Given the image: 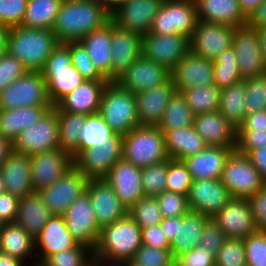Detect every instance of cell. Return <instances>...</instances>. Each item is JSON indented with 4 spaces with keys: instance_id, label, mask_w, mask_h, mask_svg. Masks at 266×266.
Returning a JSON list of instances; mask_svg holds the SVG:
<instances>
[{
    "instance_id": "cell-1",
    "label": "cell",
    "mask_w": 266,
    "mask_h": 266,
    "mask_svg": "<svg viewBox=\"0 0 266 266\" xmlns=\"http://www.w3.org/2000/svg\"><path fill=\"white\" fill-rule=\"evenodd\" d=\"M110 20L111 13L98 0H64L52 31L59 42L80 41Z\"/></svg>"
},
{
    "instance_id": "cell-2",
    "label": "cell",
    "mask_w": 266,
    "mask_h": 266,
    "mask_svg": "<svg viewBox=\"0 0 266 266\" xmlns=\"http://www.w3.org/2000/svg\"><path fill=\"white\" fill-rule=\"evenodd\" d=\"M59 44L52 29L10 27L7 52L17 58L28 70L41 71L54 48Z\"/></svg>"
},
{
    "instance_id": "cell-3",
    "label": "cell",
    "mask_w": 266,
    "mask_h": 266,
    "mask_svg": "<svg viewBox=\"0 0 266 266\" xmlns=\"http://www.w3.org/2000/svg\"><path fill=\"white\" fill-rule=\"evenodd\" d=\"M141 245V228L127 214L101 229L93 254L108 260L130 261Z\"/></svg>"
},
{
    "instance_id": "cell-4",
    "label": "cell",
    "mask_w": 266,
    "mask_h": 266,
    "mask_svg": "<svg viewBox=\"0 0 266 266\" xmlns=\"http://www.w3.org/2000/svg\"><path fill=\"white\" fill-rule=\"evenodd\" d=\"M98 114L115 135L124 136L139 126L135 93L108 81L100 101Z\"/></svg>"
},
{
    "instance_id": "cell-5",
    "label": "cell",
    "mask_w": 266,
    "mask_h": 266,
    "mask_svg": "<svg viewBox=\"0 0 266 266\" xmlns=\"http://www.w3.org/2000/svg\"><path fill=\"white\" fill-rule=\"evenodd\" d=\"M123 137L122 158L144 168L169 159L163 132L158 126H137Z\"/></svg>"
},
{
    "instance_id": "cell-6",
    "label": "cell",
    "mask_w": 266,
    "mask_h": 266,
    "mask_svg": "<svg viewBox=\"0 0 266 266\" xmlns=\"http://www.w3.org/2000/svg\"><path fill=\"white\" fill-rule=\"evenodd\" d=\"M47 84V94L53 106L77 88L84 79L71 64L68 42H59L41 70Z\"/></svg>"
},
{
    "instance_id": "cell-7",
    "label": "cell",
    "mask_w": 266,
    "mask_h": 266,
    "mask_svg": "<svg viewBox=\"0 0 266 266\" xmlns=\"http://www.w3.org/2000/svg\"><path fill=\"white\" fill-rule=\"evenodd\" d=\"M198 22L195 0H164L149 33L182 34L189 40Z\"/></svg>"
},
{
    "instance_id": "cell-8",
    "label": "cell",
    "mask_w": 266,
    "mask_h": 266,
    "mask_svg": "<svg viewBox=\"0 0 266 266\" xmlns=\"http://www.w3.org/2000/svg\"><path fill=\"white\" fill-rule=\"evenodd\" d=\"M52 105L41 71L28 70L0 93V109Z\"/></svg>"
},
{
    "instance_id": "cell-9",
    "label": "cell",
    "mask_w": 266,
    "mask_h": 266,
    "mask_svg": "<svg viewBox=\"0 0 266 266\" xmlns=\"http://www.w3.org/2000/svg\"><path fill=\"white\" fill-rule=\"evenodd\" d=\"M220 180L232 198L240 199H248L265 184L250 159L236 150L227 158Z\"/></svg>"
},
{
    "instance_id": "cell-10",
    "label": "cell",
    "mask_w": 266,
    "mask_h": 266,
    "mask_svg": "<svg viewBox=\"0 0 266 266\" xmlns=\"http://www.w3.org/2000/svg\"><path fill=\"white\" fill-rule=\"evenodd\" d=\"M60 148L57 108L53 106L38 122L25 128L13 142V150L34 155Z\"/></svg>"
},
{
    "instance_id": "cell-11",
    "label": "cell",
    "mask_w": 266,
    "mask_h": 266,
    "mask_svg": "<svg viewBox=\"0 0 266 266\" xmlns=\"http://www.w3.org/2000/svg\"><path fill=\"white\" fill-rule=\"evenodd\" d=\"M123 137L115 135L102 147L79 150L73 156V166L88 180L105 179L112 166L122 159Z\"/></svg>"
},
{
    "instance_id": "cell-12",
    "label": "cell",
    "mask_w": 266,
    "mask_h": 266,
    "mask_svg": "<svg viewBox=\"0 0 266 266\" xmlns=\"http://www.w3.org/2000/svg\"><path fill=\"white\" fill-rule=\"evenodd\" d=\"M62 216L77 243L94 251L101 229L98 227L89 194L85 191L70 204Z\"/></svg>"
},
{
    "instance_id": "cell-13",
    "label": "cell",
    "mask_w": 266,
    "mask_h": 266,
    "mask_svg": "<svg viewBox=\"0 0 266 266\" xmlns=\"http://www.w3.org/2000/svg\"><path fill=\"white\" fill-rule=\"evenodd\" d=\"M88 181L73 166L57 182L38 192L48 209L54 215L62 216L70 204L86 191Z\"/></svg>"
},
{
    "instance_id": "cell-14",
    "label": "cell",
    "mask_w": 266,
    "mask_h": 266,
    "mask_svg": "<svg viewBox=\"0 0 266 266\" xmlns=\"http://www.w3.org/2000/svg\"><path fill=\"white\" fill-rule=\"evenodd\" d=\"M190 51V40L182 34L142 36V54L171 71Z\"/></svg>"
},
{
    "instance_id": "cell-15",
    "label": "cell",
    "mask_w": 266,
    "mask_h": 266,
    "mask_svg": "<svg viewBox=\"0 0 266 266\" xmlns=\"http://www.w3.org/2000/svg\"><path fill=\"white\" fill-rule=\"evenodd\" d=\"M232 48L237 56L238 69L242 80L266 73L260 52L257 29L248 25L236 27L232 37Z\"/></svg>"
},
{
    "instance_id": "cell-16",
    "label": "cell",
    "mask_w": 266,
    "mask_h": 266,
    "mask_svg": "<svg viewBox=\"0 0 266 266\" xmlns=\"http://www.w3.org/2000/svg\"><path fill=\"white\" fill-rule=\"evenodd\" d=\"M234 30V27L228 25L198 20L190 39V50L204 59L214 61L232 46Z\"/></svg>"
},
{
    "instance_id": "cell-17",
    "label": "cell",
    "mask_w": 266,
    "mask_h": 266,
    "mask_svg": "<svg viewBox=\"0 0 266 266\" xmlns=\"http://www.w3.org/2000/svg\"><path fill=\"white\" fill-rule=\"evenodd\" d=\"M164 0H127L111 13L119 28L145 35L152 28L155 15Z\"/></svg>"
},
{
    "instance_id": "cell-18",
    "label": "cell",
    "mask_w": 266,
    "mask_h": 266,
    "mask_svg": "<svg viewBox=\"0 0 266 266\" xmlns=\"http://www.w3.org/2000/svg\"><path fill=\"white\" fill-rule=\"evenodd\" d=\"M31 182L34 191L57 182L73 167V157L61 148L31 155Z\"/></svg>"
},
{
    "instance_id": "cell-19",
    "label": "cell",
    "mask_w": 266,
    "mask_h": 266,
    "mask_svg": "<svg viewBox=\"0 0 266 266\" xmlns=\"http://www.w3.org/2000/svg\"><path fill=\"white\" fill-rule=\"evenodd\" d=\"M211 219L228 239H245L257 231L247 199L231 198Z\"/></svg>"
},
{
    "instance_id": "cell-20",
    "label": "cell",
    "mask_w": 266,
    "mask_h": 266,
    "mask_svg": "<svg viewBox=\"0 0 266 266\" xmlns=\"http://www.w3.org/2000/svg\"><path fill=\"white\" fill-rule=\"evenodd\" d=\"M86 192L90 196V202L100 229L128 214L127 207L120 201L106 179L89 180Z\"/></svg>"
},
{
    "instance_id": "cell-21",
    "label": "cell",
    "mask_w": 266,
    "mask_h": 266,
    "mask_svg": "<svg viewBox=\"0 0 266 266\" xmlns=\"http://www.w3.org/2000/svg\"><path fill=\"white\" fill-rule=\"evenodd\" d=\"M231 198L220 179L193 180L187 194L189 209L209 218L215 216Z\"/></svg>"
},
{
    "instance_id": "cell-22",
    "label": "cell",
    "mask_w": 266,
    "mask_h": 266,
    "mask_svg": "<svg viewBox=\"0 0 266 266\" xmlns=\"http://www.w3.org/2000/svg\"><path fill=\"white\" fill-rule=\"evenodd\" d=\"M170 77V71L166 67L142 54L115 82L136 94L159 86Z\"/></svg>"
},
{
    "instance_id": "cell-23",
    "label": "cell",
    "mask_w": 266,
    "mask_h": 266,
    "mask_svg": "<svg viewBox=\"0 0 266 266\" xmlns=\"http://www.w3.org/2000/svg\"><path fill=\"white\" fill-rule=\"evenodd\" d=\"M111 49V81H115L142 55V35L119 28L111 20Z\"/></svg>"
},
{
    "instance_id": "cell-24",
    "label": "cell",
    "mask_w": 266,
    "mask_h": 266,
    "mask_svg": "<svg viewBox=\"0 0 266 266\" xmlns=\"http://www.w3.org/2000/svg\"><path fill=\"white\" fill-rule=\"evenodd\" d=\"M213 60L204 59L191 50L170 71L177 92L213 84Z\"/></svg>"
},
{
    "instance_id": "cell-25",
    "label": "cell",
    "mask_w": 266,
    "mask_h": 266,
    "mask_svg": "<svg viewBox=\"0 0 266 266\" xmlns=\"http://www.w3.org/2000/svg\"><path fill=\"white\" fill-rule=\"evenodd\" d=\"M78 245L68 231L64 217L54 215L34 239L35 258L39 259L36 263H44L51 255Z\"/></svg>"
},
{
    "instance_id": "cell-26",
    "label": "cell",
    "mask_w": 266,
    "mask_h": 266,
    "mask_svg": "<svg viewBox=\"0 0 266 266\" xmlns=\"http://www.w3.org/2000/svg\"><path fill=\"white\" fill-rule=\"evenodd\" d=\"M105 179L128 210L145 196L141 181V168L123 158L112 166Z\"/></svg>"
},
{
    "instance_id": "cell-27",
    "label": "cell",
    "mask_w": 266,
    "mask_h": 266,
    "mask_svg": "<svg viewBox=\"0 0 266 266\" xmlns=\"http://www.w3.org/2000/svg\"><path fill=\"white\" fill-rule=\"evenodd\" d=\"M175 92L176 88L170 77L159 86L136 93L139 126H158Z\"/></svg>"
},
{
    "instance_id": "cell-28",
    "label": "cell",
    "mask_w": 266,
    "mask_h": 266,
    "mask_svg": "<svg viewBox=\"0 0 266 266\" xmlns=\"http://www.w3.org/2000/svg\"><path fill=\"white\" fill-rule=\"evenodd\" d=\"M193 126L207 146L236 148L237 129L219 111L196 115Z\"/></svg>"
},
{
    "instance_id": "cell-29",
    "label": "cell",
    "mask_w": 266,
    "mask_h": 266,
    "mask_svg": "<svg viewBox=\"0 0 266 266\" xmlns=\"http://www.w3.org/2000/svg\"><path fill=\"white\" fill-rule=\"evenodd\" d=\"M108 81L84 80L77 88L64 96L55 107L62 112L84 115L99 111L101 96Z\"/></svg>"
},
{
    "instance_id": "cell-30",
    "label": "cell",
    "mask_w": 266,
    "mask_h": 266,
    "mask_svg": "<svg viewBox=\"0 0 266 266\" xmlns=\"http://www.w3.org/2000/svg\"><path fill=\"white\" fill-rule=\"evenodd\" d=\"M4 177L6 192L22 198L32 193L31 157L14 150L6 157L0 166Z\"/></svg>"
},
{
    "instance_id": "cell-31",
    "label": "cell",
    "mask_w": 266,
    "mask_h": 266,
    "mask_svg": "<svg viewBox=\"0 0 266 266\" xmlns=\"http://www.w3.org/2000/svg\"><path fill=\"white\" fill-rule=\"evenodd\" d=\"M235 149L207 146L198 154L186 157L183 162L193 180L220 179L224 164Z\"/></svg>"
},
{
    "instance_id": "cell-32",
    "label": "cell",
    "mask_w": 266,
    "mask_h": 266,
    "mask_svg": "<svg viewBox=\"0 0 266 266\" xmlns=\"http://www.w3.org/2000/svg\"><path fill=\"white\" fill-rule=\"evenodd\" d=\"M54 214L45 205L38 191L19 198L15 223L23 227L34 239Z\"/></svg>"
},
{
    "instance_id": "cell-33",
    "label": "cell",
    "mask_w": 266,
    "mask_h": 266,
    "mask_svg": "<svg viewBox=\"0 0 266 266\" xmlns=\"http://www.w3.org/2000/svg\"><path fill=\"white\" fill-rule=\"evenodd\" d=\"M198 20L231 27L247 25L238 0H195Z\"/></svg>"
},
{
    "instance_id": "cell-34",
    "label": "cell",
    "mask_w": 266,
    "mask_h": 266,
    "mask_svg": "<svg viewBox=\"0 0 266 266\" xmlns=\"http://www.w3.org/2000/svg\"><path fill=\"white\" fill-rule=\"evenodd\" d=\"M53 105L0 109V134L12 144L27 127L38 122Z\"/></svg>"
},
{
    "instance_id": "cell-35",
    "label": "cell",
    "mask_w": 266,
    "mask_h": 266,
    "mask_svg": "<svg viewBox=\"0 0 266 266\" xmlns=\"http://www.w3.org/2000/svg\"><path fill=\"white\" fill-rule=\"evenodd\" d=\"M80 42L86 48L98 71L111 81V20L104 26L85 35Z\"/></svg>"
},
{
    "instance_id": "cell-36",
    "label": "cell",
    "mask_w": 266,
    "mask_h": 266,
    "mask_svg": "<svg viewBox=\"0 0 266 266\" xmlns=\"http://www.w3.org/2000/svg\"><path fill=\"white\" fill-rule=\"evenodd\" d=\"M209 219V217L191 210L178 217L177 237L171 243L170 248L174 259L198 246L204 225Z\"/></svg>"
},
{
    "instance_id": "cell-37",
    "label": "cell",
    "mask_w": 266,
    "mask_h": 266,
    "mask_svg": "<svg viewBox=\"0 0 266 266\" xmlns=\"http://www.w3.org/2000/svg\"><path fill=\"white\" fill-rule=\"evenodd\" d=\"M0 250L3 254L23 261L35 257L34 238L16 223L2 224L0 230ZM34 253V254H33ZM29 257V258H28Z\"/></svg>"
},
{
    "instance_id": "cell-38",
    "label": "cell",
    "mask_w": 266,
    "mask_h": 266,
    "mask_svg": "<svg viewBox=\"0 0 266 266\" xmlns=\"http://www.w3.org/2000/svg\"><path fill=\"white\" fill-rule=\"evenodd\" d=\"M166 152L170 159L184 160L198 154L207 145L194 126L177 128L164 134Z\"/></svg>"
},
{
    "instance_id": "cell-39",
    "label": "cell",
    "mask_w": 266,
    "mask_h": 266,
    "mask_svg": "<svg viewBox=\"0 0 266 266\" xmlns=\"http://www.w3.org/2000/svg\"><path fill=\"white\" fill-rule=\"evenodd\" d=\"M245 81L242 80L220 91L218 111L237 130L247 115Z\"/></svg>"
},
{
    "instance_id": "cell-40",
    "label": "cell",
    "mask_w": 266,
    "mask_h": 266,
    "mask_svg": "<svg viewBox=\"0 0 266 266\" xmlns=\"http://www.w3.org/2000/svg\"><path fill=\"white\" fill-rule=\"evenodd\" d=\"M64 0H28L21 25L27 28L52 29Z\"/></svg>"
},
{
    "instance_id": "cell-41",
    "label": "cell",
    "mask_w": 266,
    "mask_h": 266,
    "mask_svg": "<svg viewBox=\"0 0 266 266\" xmlns=\"http://www.w3.org/2000/svg\"><path fill=\"white\" fill-rule=\"evenodd\" d=\"M60 148L72 157L79 151V132L86 115L62 112L57 109Z\"/></svg>"
},
{
    "instance_id": "cell-42",
    "label": "cell",
    "mask_w": 266,
    "mask_h": 266,
    "mask_svg": "<svg viewBox=\"0 0 266 266\" xmlns=\"http://www.w3.org/2000/svg\"><path fill=\"white\" fill-rule=\"evenodd\" d=\"M194 118L195 114L188 106L185 96L176 91L164 112L158 128L165 134L177 128L191 127L194 125Z\"/></svg>"
},
{
    "instance_id": "cell-43",
    "label": "cell",
    "mask_w": 266,
    "mask_h": 266,
    "mask_svg": "<svg viewBox=\"0 0 266 266\" xmlns=\"http://www.w3.org/2000/svg\"><path fill=\"white\" fill-rule=\"evenodd\" d=\"M114 136L115 133L98 113L86 115L85 124L79 132V150L102 147Z\"/></svg>"
},
{
    "instance_id": "cell-44",
    "label": "cell",
    "mask_w": 266,
    "mask_h": 266,
    "mask_svg": "<svg viewBox=\"0 0 266 266\" xmlns=\"http://www.w3.org/2000/svg\"><path fill=\"white\" fill-rule=\"evenodd\" d=\"M220 89L213 83L193 87L182 92L188 106L196 115L206 112L218 111L220 101Z\"/></svg>"
},
{
    "instance_id": "cell-45",
    "label": "cell",
    "mask_w": 266,
    "mask_h": 266,
    "mask_svg": "<svg viewBox=\"0 0 266 266\" xmlns=\"http://www.w3.org/2000/svg\"><path fill=\"white\" fill-rule=\"evenodd\" d=\"M213 62V83L220 90L242 81L237 56L232 46L218 55Z\"/></svg>"
},
{
    "instance_id": "cell-46",
    "label": "cell",
    "mask_w": 266,
    "mask_h": 266,
    "mask_svg": "<svg viewBox=\"0 0 266 266\" xmlns=\"http://www.w3.org/2000/svg\"><path fill=\"white\" fill-rule=\"evenodd\" d=\"M128 214L141 229L159 225L163 220L156 196H143L128 210Z\"/></svg>"
},
{
    "instance_id": "cell-47",
    "label": "cell",
    "mask_w": 266,
    "mask_h": 266,
    "mask_svg": "<svg viewBox=\"0 0 266 266\" xmlns=\"http://www.w3.org/2000/svg\"><path fill=\"white\" fill-rule=\"evenodd\" d=\"M168 159L141 168V181L145 196H157L166 190Z\"/></svg>"
},
{
    "instance_id": "cell-48",
    "label": "cell",
    "mask_w": 266,
    "mask_h": 266,
    "mask_svg": "<svg viewBox=\"0 0 266 266\" xmlns=\"http://www.w3.org/2000/svg\"><path fill=\"white\" fill-rule=\"evenodd\" d=\"M71 64L81 74L84 80L108 81L95 67L86 48L80 41H69Z\"/></svg>"
},
{
    "instance_id": "cell-49",
    "label": "cell",
    "mask_w": 266,
    "mask_h": 266,
    "mask_svg": "<svg viewBox=\"0 0 266 266\" xmlns=\"http://www.w3.org/2000/svg\"><path fill=\"white\" fill-rule=\"evenodd\" d=\"M166 178L167 191L187 196L193 183V178L183 160L168 159V174Z\"/></svg>"
},
{
    "instance_id": "cell-50",
    "label": "cell",
    "mask_w": 266,
    "mask_h": 266,
    "mask_svg": "<svg viewBox=\"0 0 266 266\" xmlns=\"http://www.w3.org/2000/svg\"><path fill=\"white\" fill-rule=\"evenodd\" d=\"M93 251L87 246L79 244L51 255L43 264L45 266H90Z\"/></svg>"
},
{
    "instance_id": "cell-51",
    "label": "cell",
    "mask_w": 266,
    "mask_h": 266,
    "mask_svg": "<svg viewBox=\"0 0 266 266\" xmlns=\"http://www.w3.org/2000/svg\"><path fill=\"white\" fill-rule=\"evenodd\" d=\"M174 261L170 249L152 248L142 244L129 262L130 266H174Z\"/></svg>"
},
{
    "instance_id": "cell-52",
    "label": "cell",
    "mask_w": 266,
    "mask_h": 266,
    "mask_svg": "<svg viewBox=\"0 0 266 266\" xmlns=\"http://www.w3.org/2000/svg\"><path fill=\"white\" fill-rule=\"evenodd\" d=\"M247 114L266 110V73L245 79Z\"/></svg>"
},
{
    "instance_id": "cell-53",
    "label": "cell",
    "mask_w": 266,
    "mask_h": 266,
    "mask_svg": "<svg viewBox=\"0 0 266 266\" xmlns=\"http://www.w3.org/2000/svg\"><path fill=\"white\" fill-rule=\"evenodd\" d=\"M215 266H247L243 239H227L215 256Z\"/></svg>"
},
{
    "instance_id": "cell-54",
    "label": "cell",
    "mask_w": 266,
    "mask_h": 266,
    "mask_svg": "<svg viewBox=\"0 0 266 266\" xmlns=\"http://www.w3.org/2000/svg\"><path fill=\"white\" fill-rule=\"evenodd\" d=\"M163 218L180 217L190 209L186 195L165 190L156 196Z\"/></svg>"
},
{
    "instance_id": "cell-55",
    "label": "cell",
    "mask_w": 266,
    "mask_h": 266,
    "mask_svg": "<svg viewBox=\"0 0 266 266\" xmlns=\"http://www.w3.org/2000/svg\"><path fill=\"white\" fill-rule=\"evenodd\" d=\"M243 242L247 266H266V232L256 231Z\"/></svg>"
},
{
    "instance_id": "cell-56",
    "label": "cell",
    "mask_w": 266,
    "mask_h": 266,
    "mask_svg": "<svg viewBox=\"0 0 266 266\" xmlns=\"http://www.w3.org/2000/svg\"><path fill=\"white\" fill-rule=\"evenodd\" d=\"M28 0H0V25L19 26L26 13Z\"/></svg>"
},
{
    "instance_id": "cell-57",
    "label": "cell",
    "mask_w": 266,
    "mask_h": 266,
    "mask_svg": "<svg viewBox=\"0 0 266 266\" xmlns=\"http://www.w3.org/2000/svg\"><path fill=\"white\" fill-rule=\"evenodd\" d=\"M27 71L28 69L17 58L6 52L0 58V93Z\"/></svg>"
},
{
    "instance_id": "cell-58",
    "label": "cell",
    "mask_w": 266,
    "mask_h": 266,
    "mask_svg": "<svg viewBox=\"0 0 266 266\" xmlns=\"http://www.w3.org/2000/svg\"><path fill=\"white\" fill-rule=\"evenodd\" d=\"M227 239L222 229L210 218L204 225L198 245L216 256Z\"/></svg>"
},
{
    "instance_id": "cell-59",
    "label": "cell",
    "mask_w": 266,
    "mask_h": 266,
    "mask_svg": "<svg viewBox=\"0 0 266 266\" xmlns=\"http://www.w3.org/2000/svg\"><path fill=\"white\" fill-rule=\"evenodd\" d=\"M174 266H215V256L198 245L176 257Z\"/></svg>"
},
{
    "instance_id": "cell-60",
    "label": "cell",
    "mask_w": 266,
    "mask_h": 266,
    "mask_svg": "<svg viewBox=\"0 0 266 266\" xmlns=\"http://www.w3.org/2000/svg\"><path fill=\"white\" fill-rule=\"evenodd\" d=\"M247 200L257 231L266 232V183Z\"/></svg>"
},
{
    "instance_id": "cell-61",
    "label": "cell",
    "mask_w": 266,
    "mask_h": 266,
    "mask_svg": "<svg viewBox=\"0 0 266 266\" xmlns=\"http://www.w3.org/2000/svg\"><path fill=\"white\" fill-rule=\"evenodd\" d=\"M266 147V131H237L236 151L247 155L251 150Z\"/></svg>"
},
{
    "instance_id": "cell-62",
    "label": "cell",
    "mask_w": 266,
    "mask_h": 266,
    "mask_svg": "<svg viewBox=\"0 0 266 266\" xmlns=\"http://www.w3.org/2000/svg\"><path fill=\"white\" fill-rule=\"evenodd\" d=\"M142 244L158 249H170L171 244L167 240L160 224L141 229Z\"/></svg>"
},
{
    "instance_id": "cell-63",
    "label": "cell",
    "mask_w": 266,
    "mask_h": 266,
    "mask_svg": "<svg viewBox=\"0 0 266 266\" xmlns=\"http://www.w3.org/2000/svg\"><path fill=\"white\" fill-rule=\"evenodd\" d=\"M19 198L8 192L0 194V222L15 223Z\"/></svg>"
},
{
    "instance_id": "cell-64",
    "label": "cell",
    "mask_w": 266,
    "mask_h": 266,
    "mask_svg": "<svg viewBox=\"0 0 266 266\" xmlns=\"http://www.w3.org/2000/svg\"><path fill=\"white\" fill-rule=\"evenodd\" d=\"M237 131H266V110L247 114Z\"/></svg>"
},
{
    "instance_id": "cell-65",
    "label": "cell",
    "mask_w": 266,
    "mask_h": 266,
    "mask_svg": "<svg viewBox=\"0 0 266 266\" xmlns=\"http://www.w3.org/2000/svg\"><path fill=\"white\" fill-rule=\"evenodd\" d=\"M266 183V147L251 150L246 155Z\"/></svg>"
},
{
    "instance_id": "cell-66",
    "label": "cell",
    "mask_w": 266,
    "mask_h": 266,
    "mask_svg": "<svg viewBox=\"0 0 266 266\" xmlns=\"http://www.w3.org/2000/svg\"><path fill=\"white\" fill-rule=\"evenodd\" d=\"M247 25L255 29L266 27V0L250 15L247 19Z\"/></svg>"
},
{
    "instance_id": "cell-67",
    "label": "cell",
    "mask_w": 266,
    "mask_h": 266,
    "mask_svg": "<svg viewBox=\"0 0 266 266\" xmlns=\"http://www.w3.org/2000/svg\"><path fill=\"white\" fill-rule=\"evenodd\" d=\"M160 226L167 240L171 244L177 237L178 217L163 218Z\"/></svg>"
},
{
    "instance_id": "cell-68",
    "label": "cell",
    "mask_w": 266,
    "mask_h": 266,
    "mask_svg": "<svg viewBox=\"0 0 266 266\" xmlns=\"http://www.w3.org/2000/svg\"><path fill=\"white\" fill-rule=\"evenodd\" d=\"M264 0H238L241 12L248 19Z\"/></svg>"
},
{
    "instance_id": "cell-69",
    "label": "cell",
    "mask_w": 266,
    "mask_h": 266,
    "mask_svg": "<svg viewBox=\"0 0 266 266\" xmlns=\"http://www.w3.org/2000/svg\"><path fill=\"white\" fill-rule=\"evenodd\" d=\"M90 266H130L129 261L108 260L105 258L96 257L94 254L91 257Z\"/></svg>"
},
{
    "instance_id": "cell-70",
    "label": "cell",
    "mask_w": 266,
    "mask_h": 266,
    "mask_svg": "<svg viewBox=\"0 0 266 266\" xmlns=\"http://www.w3.org/2000/svg\"><path fill=\"white\" fill-rule=\"evenodd\" d=\"M13 150V144L0 134V166Z\"/></svg>"
},
{
    "instance_id": "cell-71",
    "label": "cell",
    "mask_w": 266,
    "mask_h": 266,
    "mask_svg": "<svg viewBox=\"0 0 266 266\" xmlns=\"http://www.w3.org/2000/svg\"><path fill=\"white\" fill-rule=\"evenodd\" d=\"M257 35L259 38V46L262 55V61L266 68V27L257 29Z\"/></svg>"
},
{
    "instance_id": "cell-72",
    "label": "cell",
    "mask_w": 266,
    "mask_h": 266,
    "mask_svg": "<svg viewBox=\"0 0 266 266\" xmlns=\"http://www.w3.org/2000/svg\"><path fill=\"white\" fill-rule=\"evenodd\" d=\"M26 264L12 256L1 253L0 255V266H25Z\"/></svg>"
},
{
    "instance_id": "cell-73",
    "label": "cell",
    "mask_w": 266,
    "mask_h": 266,
    "mask_svg": "<svg viewBox=\"0 0 266 266\" xmlns=\"http://www.w3.org/2000/svg\"><path fill=\"white\" fill-rule=\"evenodd\" d=\"M7 27L0 25V58L7 52Z\"/></svg>"
},
{
    "instance_id": "cell-74",
    "label": "cell",
    "mask_w": 266,
    "mask_h": 266,
    "mask_svg": "<svg viewBox=\"0 0 266 266\" xmlns=\"http://www.w3.org/2000/svg\"><path fill=\"white\" fill-rule=\"evenodd\" d=\"M98 1L101 4H103L110 13H112L127 0H98Z\"/></svg>"
},
{
    "instance_id": "cell-75",
    "label": "cell",
    "mask_w": 266,
    "mask_h": 266,
    "mask_svg": "<svg viewBox=\"0 0 266 266\" xmlns=\"http://www.w3.org/2000/svg\"><path fill=\"white\" fill-rule=\"evenodd\" d=\"M4 192H6L5 184H4V177H3L2 171L0 169V194H2Z\"/></svg>"
},
{
    "instance_id": "cell-76",
    "label": "cell",
    "mask_w": 266,
    "mask_h": 266,
    "mask_svg": "<svg viewBox=\"0 0 266 266\" xmlns=\"http://www.w3.org/2000/svg\"><path fill=\"white\" fill-rule=\"evenodd\" d=\"M32 266H33V264H32ZM34 266H45V265L43 263H41V264L34 263Z\"/></svg>"
}]
</instances>
